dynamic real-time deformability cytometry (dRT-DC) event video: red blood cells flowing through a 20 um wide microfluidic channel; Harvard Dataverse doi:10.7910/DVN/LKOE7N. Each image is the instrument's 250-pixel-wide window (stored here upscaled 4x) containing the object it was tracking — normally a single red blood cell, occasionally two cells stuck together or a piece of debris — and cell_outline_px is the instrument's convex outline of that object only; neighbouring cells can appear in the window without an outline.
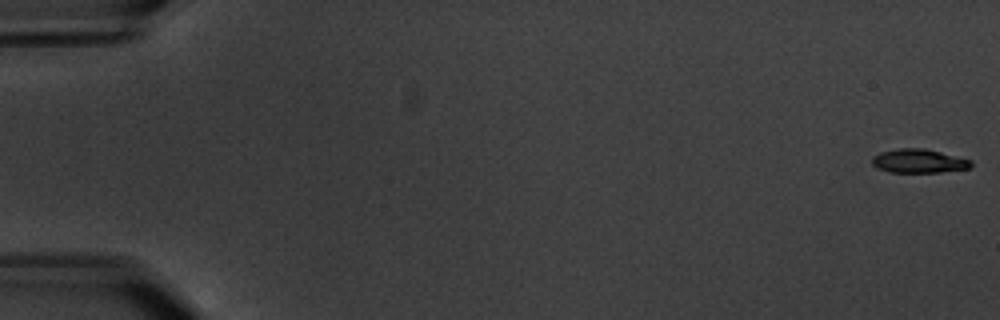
{"species": "common noctule bat (a hibernating species)", "species_latin": "Nyctalus noctula", "temperature_condition": "warm", "stored_images_in_passage": 12, "camera_frame_rate_fps": 3000, "um_per_image_px": 0.085, "animal": {"sex": "male", "body_mass_g": 20.1, "forearm_length_mm": 53.5}, "frame": {"image": 1, "passage_image": 1, "time_ms": 0.0, "image_size_px": [1000, 320], "cell_outline_px": [[972, 168], [940, 172], [888, 172], [876, 168], [872, 164], [872, 156], [880, 152], [896, 148], [924, 148], [972, 160]], "centroid_in_image_um": [78.07, 13.69], "position_along_channel_um": 6.9, "area_um2": 13.87}}
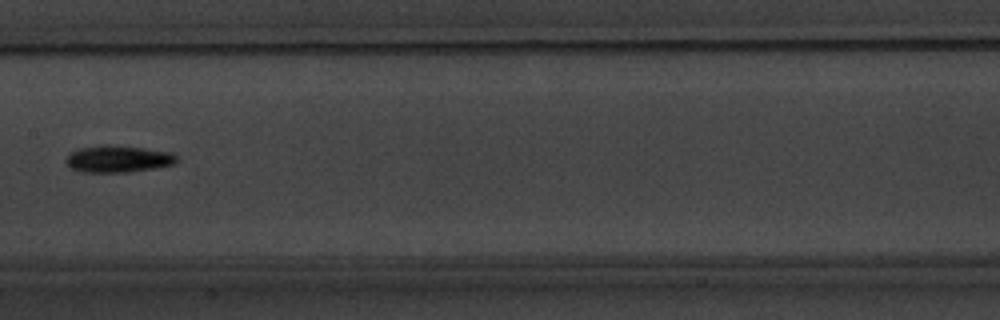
{"frame": {"image": 2, "passage_image": 9, "time_ms": 10.333, "image_size_px": [1000, 320], "cell_outline_px": [[180, 160], [172, 164], [156, 168], [128, 172], [84, 172], [72, 168], [64, 160], [68, 152], [76, 148], [104, 144], [112, 144], [144, 148], [172, 152]], "centroid_in_image_um": [10.01, 13.49], "position_along_channel_um": 197.4, "area_um2": 17.69}}